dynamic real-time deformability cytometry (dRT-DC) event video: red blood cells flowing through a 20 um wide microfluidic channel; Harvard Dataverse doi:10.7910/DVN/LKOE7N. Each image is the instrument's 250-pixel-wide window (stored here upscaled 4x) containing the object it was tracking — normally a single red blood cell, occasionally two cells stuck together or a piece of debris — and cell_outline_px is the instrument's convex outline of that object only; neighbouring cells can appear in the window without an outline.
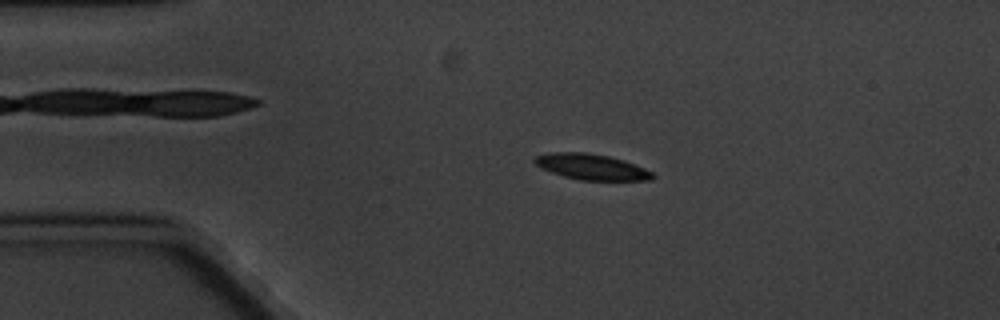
{"species": "common noctule bat (a hibernating species)", "species_latin": "Nyctalus noctula", "temperature_condition": "cold", "stored_images_in_passage": 6, "camera_frame_rate_fps": 3000, "um_per_image_px": 0.085, "animal": {"sex": "male", "body_mass_g": 20.1, "forearm_length_mm": 53.5}, "frame": {"image": 1, "passage_image": 3, "time_ms": 2.0, "image_size_px": [1000, 320], "cell_outline_px": [[656, 176], [652, 180], [580, 180], [564, 176], [540, 168], [532, 160], [536, 156], [552, 152], [584, 152], [608, 156], [624, 160], [644, 168], [652, 172]], "centroid_in_image_um": [50.28, 14.18], "position_along_channel_um": 34.7, "area_um2": 17.63}}